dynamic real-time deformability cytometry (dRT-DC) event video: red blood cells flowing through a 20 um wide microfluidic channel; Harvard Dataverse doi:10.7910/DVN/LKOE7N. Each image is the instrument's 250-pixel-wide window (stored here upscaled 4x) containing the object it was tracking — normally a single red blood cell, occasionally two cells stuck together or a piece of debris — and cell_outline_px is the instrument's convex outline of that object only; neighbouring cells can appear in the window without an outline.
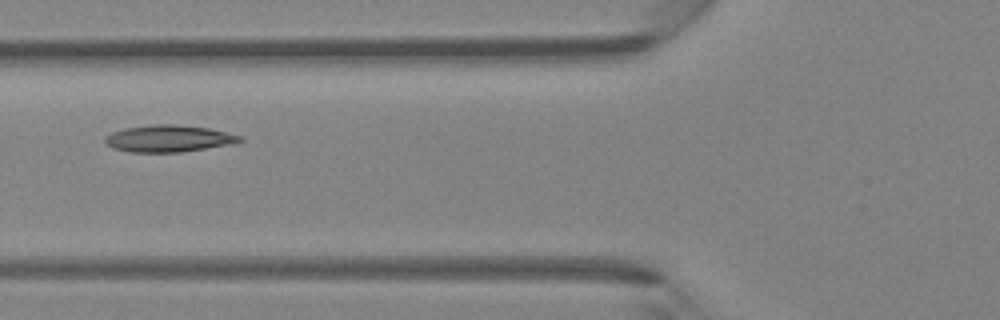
{"species": "Egyptian fruit bat (a non-hibernating species)", "species_latin": "Rousettus aegyptiacus", "temperature_condition": "room temperature", "stored_images_in_passage": 5, "camera_frame_rate_fps": 3000, "um_per_image_px": 0.085, "animal": {"sex": "female"}, "frame": {"image": 1, "passage_image": 5, "time_ms": 4.667, "image_size_px": [1000, 320], "cell_outline_px": [[244, 140], [232, 144], [180, 152], [128, 152], [112, 148], [104, 140], [104, 136], [112, 132], [124, 128], [156, 124], [176, 124], [208, 128], [240, 136]], "centroid_in_image_um": [14.29, 11.77], "position_along_channel_um": 111.5, "area_um2": 20.98}}